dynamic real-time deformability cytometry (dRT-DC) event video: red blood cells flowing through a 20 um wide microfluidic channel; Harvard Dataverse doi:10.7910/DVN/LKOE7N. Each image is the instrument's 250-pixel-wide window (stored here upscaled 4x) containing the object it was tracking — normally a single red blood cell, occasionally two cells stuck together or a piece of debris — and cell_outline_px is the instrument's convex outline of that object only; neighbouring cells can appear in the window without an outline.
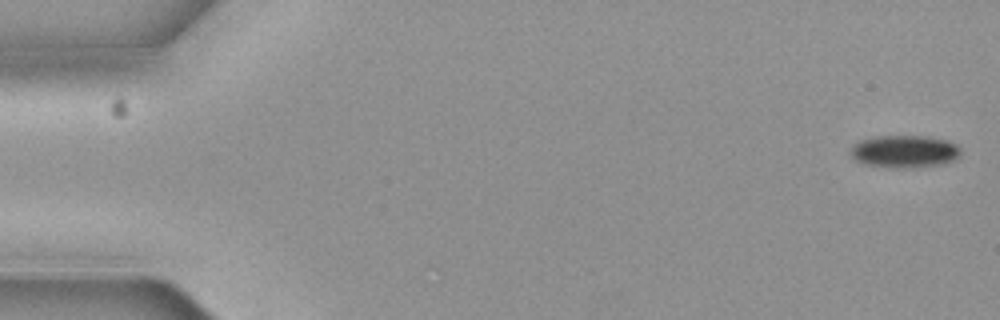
{"species": "common noctule bat (a hibernating species)", "species_latin": "Nyctalus noctula", "temperature_condition": "cold", "stored_images_in_passage": 6, "camera_frame_rate_fps": 3000, "um_per_image_px": 0.085, "animal": {"sex": "female", "body_mass_g": 19.3, "forearm_length_mm": 54.1}, "frame": {"image": 1, "passage_image": 1, "time_ms": 0.0, "image_size_px": [1000, 320], "cell_outline_px": [[960, 156], [956, 160], [944, 164], [912, 168], [888, 168], [864, 164], [856, 160], [848, 152], [860, 140], [876, 136], [924, 136], [944, 140], [956, 144], [960, 148]], "centroid_in_image_um": [76.89, 12.89], "position_along_channel_um": 8.1, "area_um2": 21.04}}
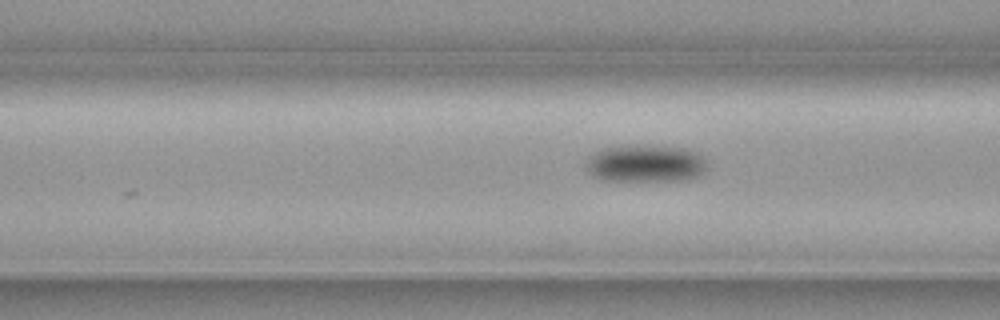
{"frame": {"image": 2, "passage_image": 6, "time_ms": 1.667, "image_size_px": [1000, 320], "cell_outline_px": [[708, 164], [704, 172], [688, 180], [600, 180], [592, 176], [588, 172], [588, 156], [596, 152], [608, 148], [628, 144], [688, 148], [700, 152]], "centroid_in_image_um": [54.93, 13.88], "position_along_channel_um": 111.7, "area_um2": 26.53}}